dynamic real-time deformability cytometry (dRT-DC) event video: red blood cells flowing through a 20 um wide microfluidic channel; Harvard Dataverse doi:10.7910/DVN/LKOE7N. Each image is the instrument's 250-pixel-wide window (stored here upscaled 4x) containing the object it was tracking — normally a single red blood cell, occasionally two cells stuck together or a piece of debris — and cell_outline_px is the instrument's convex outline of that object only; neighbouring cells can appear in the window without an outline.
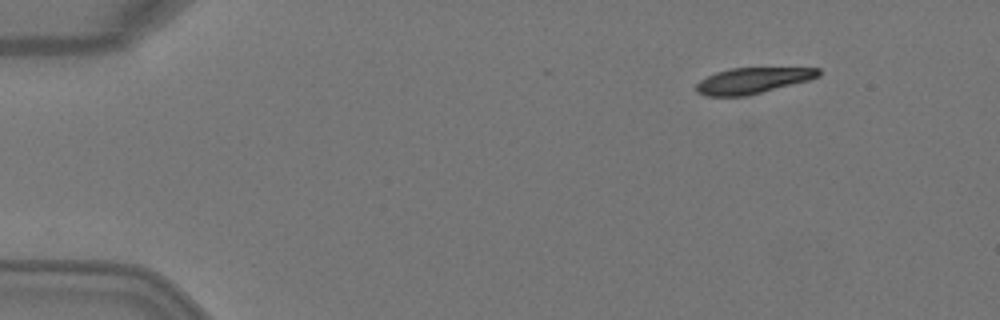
{"species": "Egyptian fruit bat (a non-hibernating species)", "species_latin": "Rousettus aegyptiacus", "temperature_condition": "warm", "stored_images_in_passage": 5, "camera_frame_rate_fps": 3000, "um_per_image_px": 0.085, "animal": {"sex": "female"}, "frame": {"image": 1, "passage_image": 1, "time_ms": 0.0, "image_size_px": [1000, 320], "cell_outline_px": [[820, 76], [808, 80], [744, 96], [704, 96], [696, 92], [696, 84], [700, 80], [716, 72], [732, 68], [820, 68]], "centroid_in_image_um": [63.93, 6.85], "position_along_channel_um": 21.1, "area_um2": 18.15}}
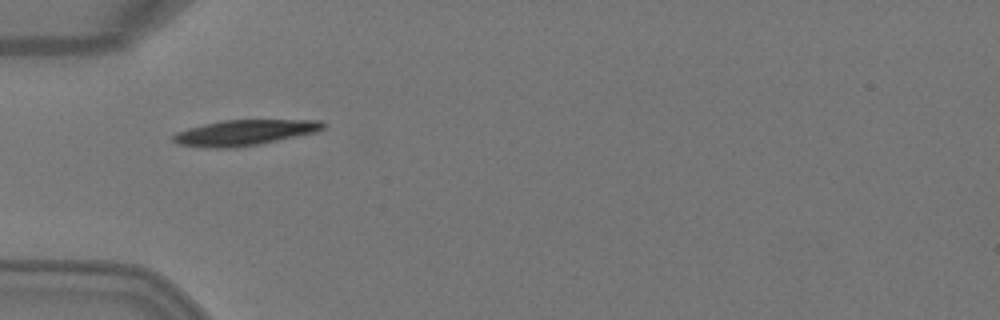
{"frame": {"image": 2, "passage_image": 3, "time_ms": 0.667, "image_size_px": [1000, 320], "cell_outline_px": [[324, 128], [316, 132], [260, 144], [236, 148], [208, 148], [176, 144], [172, 140], [172, 136], [176, 132], [188, 128], [204, 124], [224, 120], [320, 120], [324, 124]], "centroid_in_image_um": [20.74, 11.28], "position_along_channel_um": 64.3, "area_um2": 22.37}}
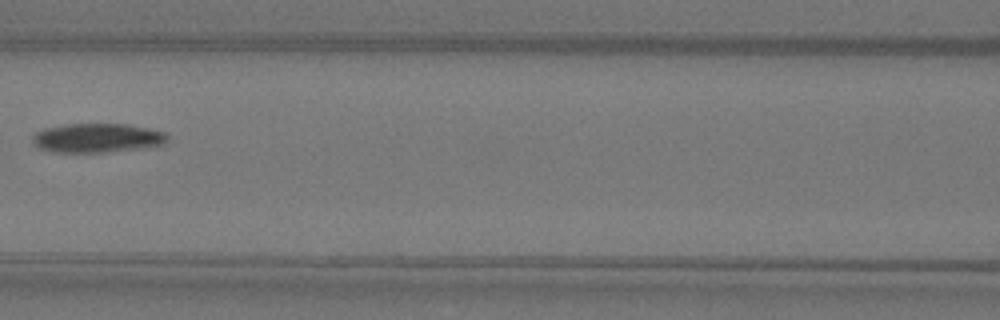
{"frame": {"image": 3, "passage_image": 5, "time_ms": 1.333, "image_size_px": [1000, 320], "cell_outline_px": [[168, 140], [164, 144], [108, 152], [52, 152], [40, 148], [32, 140], [32, 136], [36, 132], [44, 128], [64, 124], [128, 124], [148, 128], [164, 132], [168, 136]], "centroid_in_image_um": [8.24, 11.72], "position_along_channel_um": 158.4, "area_um2": 22.77}}